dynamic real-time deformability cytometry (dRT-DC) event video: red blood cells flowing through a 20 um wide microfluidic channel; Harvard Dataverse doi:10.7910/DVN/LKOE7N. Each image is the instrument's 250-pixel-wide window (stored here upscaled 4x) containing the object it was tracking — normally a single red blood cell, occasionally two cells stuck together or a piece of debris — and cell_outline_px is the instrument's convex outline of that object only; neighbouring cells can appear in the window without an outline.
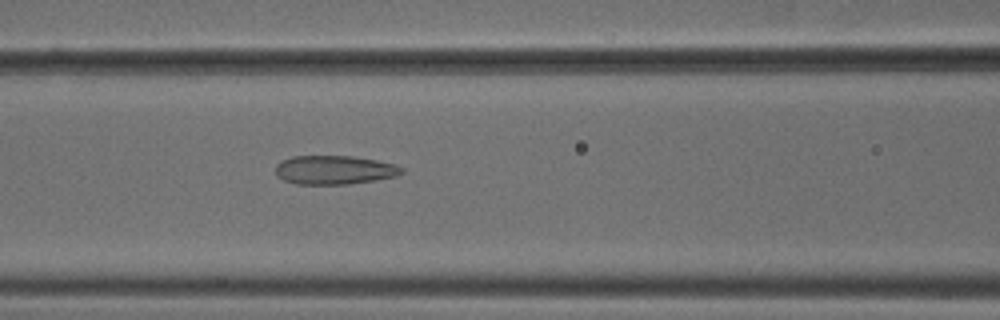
{"species": "common noctule bat (a hibernating species)", "species_latin": "Nyctalus noctula", "temperature_condition": "cold", "stored_images_in_passage": 44, "camera_frame_rate_fps": 3000, "um_per_image_px": 0.085, "animal": {"sex": "male", "body_mass_g": 18.8}, "frame": {"image": 1, "passage_image": 14, "time_ms": 4.333, "image_size_px": [1000, 320], "cell_outline_px": [[404, 172], [396, 176], [376, 180], [348, 184], [296, 184], [284, 180], [276, 176], [276, 164], [292, 156], [352, 156], [376, 160], [396, 164], [404, 168]], "centroid_in_image_um": [28.44, 14.44], "position_along_channel_um": 138.2, "area_um2": 21.27}}
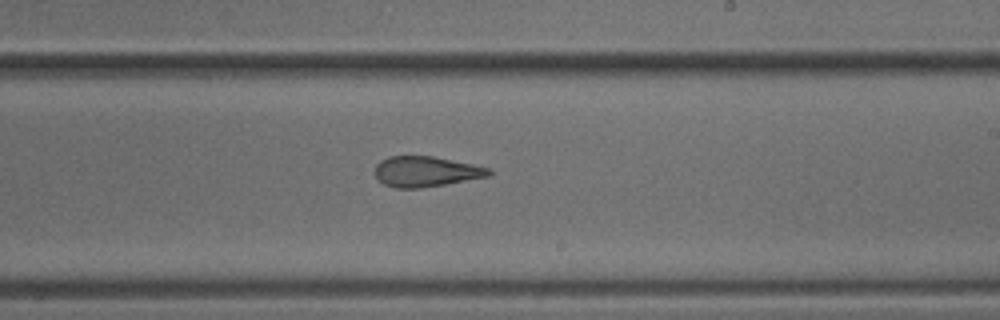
{"frame": {"image": 2, "passage_image": 23, "time_ms": 7.333, "image_size_px": [1000, 320], "cell_outline_px": [[492, 176], [420, 188], [396, 188], [384, 184], [372, 172], [376, 164], [380, 160], [388, 156], [432, 156], [472, 164], [488, 168], [492, 172]], "centroid_in_image_um": [36.17, 14.58], "position_along_channel_um": 252.8, "area_um2": 20.23}}
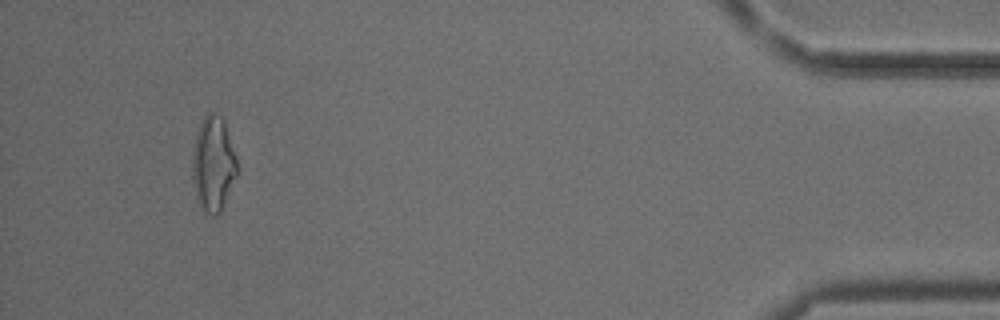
{"frame": {"image": 3, "passage_image": 41, "time_ms": 13.333, "image_size_px": [1000, 320], "cell_outline_px": [[240, 172], [220, 212], [216, 216], [212, 216], [204, 212], [196, 196], [192, 176], [192, 152], [196, 132], [204, 116], [208, 112], [212, 112], [220, 116], [224, 120], [236, 156]], "centroid_in_image_um": [18.14, 13.94], "position_along_channel_um": 417.1, "area_um2": 25.2}, "authors_computed_cell_mechanics": {"area_um2": 22.0507, "velocity_mm_per_s": 3.8242, "shape_relaxation_time_tau1_ms": null, "shape_relaxation_time_tau2_ms": 2.1156, "deformation_change_tau1": null, "deformation_change_tau2": 0.1045}}